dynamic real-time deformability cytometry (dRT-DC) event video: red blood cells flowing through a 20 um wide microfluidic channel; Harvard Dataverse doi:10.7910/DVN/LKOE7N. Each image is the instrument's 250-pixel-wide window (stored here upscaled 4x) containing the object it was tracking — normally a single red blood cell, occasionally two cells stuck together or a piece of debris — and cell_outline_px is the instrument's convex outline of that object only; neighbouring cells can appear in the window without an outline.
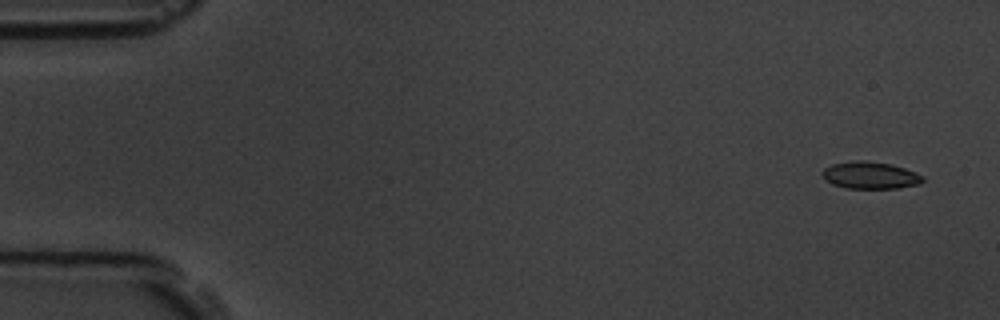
{"species": "common noctule bat (a hibernating species)", "species_latin": "Nyctalus noctula", "temperature_condition": "room temperature", "stored_images_in_passage": 5, "camera_frame_rate_fps": 3000, "um_per_image_px": 0.085, "animal": {"sex": "male", "body_mass_g": 19.5, "forearm_length_mm": 54.6}, "frame": {"image": 1, "passage_image": 1, "time_ms": 0.0, "image_size_px": [1000, 320], "cell_outline_px": [[924, 180], [920, 184], [896, 188], [848, 188], [832, 184], [824, 180], [820, 172], [824, 168], [832, 164], [856, 160], [864, 160], [892, 164], [904, 168], [924, 176]], "centroid_in_image_um": [73.94, 14.89], "position_along_channel_um": 11.1, "area_um2": 15.95}}
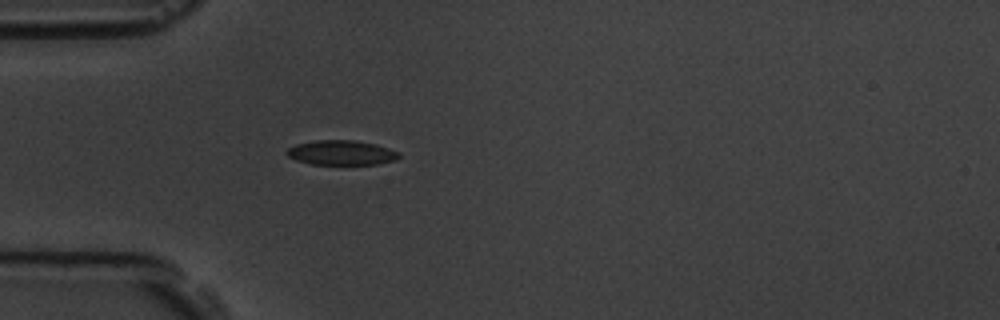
{"frame": {"image": 2, "passage_image": 5, "time_ms": 4.667, "image_size_px": [1000, 320], "cell_outline_px": [[400, 156], [396, 160], [376, 164], [312, 164], [296, 160], [288, 156], [284, 152], [288, 148], [296, 144], [316, 140], [352, 140], [376, 144], [400, 152]], "centroid_in_image_um": [29.01, 12.97], "position_along_channel_um": 56.0, "area_um2": 16.13}}